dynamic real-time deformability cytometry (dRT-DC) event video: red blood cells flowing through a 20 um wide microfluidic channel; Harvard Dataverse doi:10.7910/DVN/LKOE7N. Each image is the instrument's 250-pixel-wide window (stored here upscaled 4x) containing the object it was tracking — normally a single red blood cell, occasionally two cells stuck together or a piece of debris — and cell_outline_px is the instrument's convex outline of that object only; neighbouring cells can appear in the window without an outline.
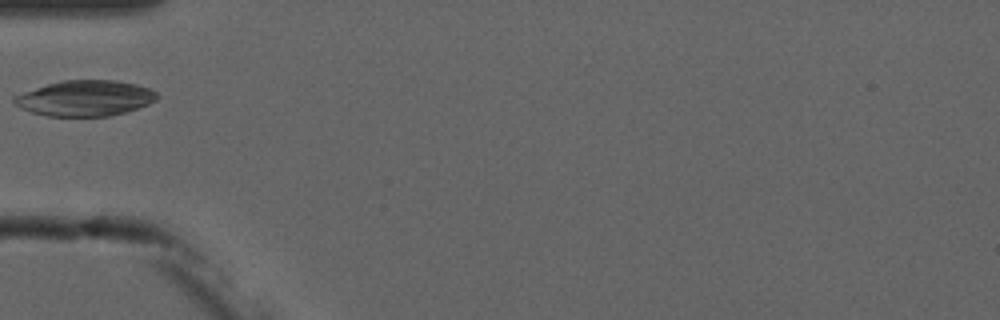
{"species": "common noctule bat (a hibernating species)", "species_latin": "Nyctalus noctula", "temperature_condition": "cold", "stored_images_in_passage": 1, "camera_frame_rate_fps": 3000, "um_per_image_px": 0.085, "animal": {"sex": "male", "forearm_length_mm": 52.5}, "frame": {"image": 1, "passage_image": 1, "time_ms": 0.0, "image_size_px": [1000, 320], "cell_outline_px": [[160, 96], [156, 100], [148, 104], [124, 112], [108, 116], [48, 116], [32, 112], [20, 108], [12, 104], [12, 96], [60, 80], [116, 80], [136, 84], [148, 88], [156, 92]], "centroid_in_image_um": [7.21, 8.34], "position_along_channel_um": 77.8, "area_um2": 29.65}}